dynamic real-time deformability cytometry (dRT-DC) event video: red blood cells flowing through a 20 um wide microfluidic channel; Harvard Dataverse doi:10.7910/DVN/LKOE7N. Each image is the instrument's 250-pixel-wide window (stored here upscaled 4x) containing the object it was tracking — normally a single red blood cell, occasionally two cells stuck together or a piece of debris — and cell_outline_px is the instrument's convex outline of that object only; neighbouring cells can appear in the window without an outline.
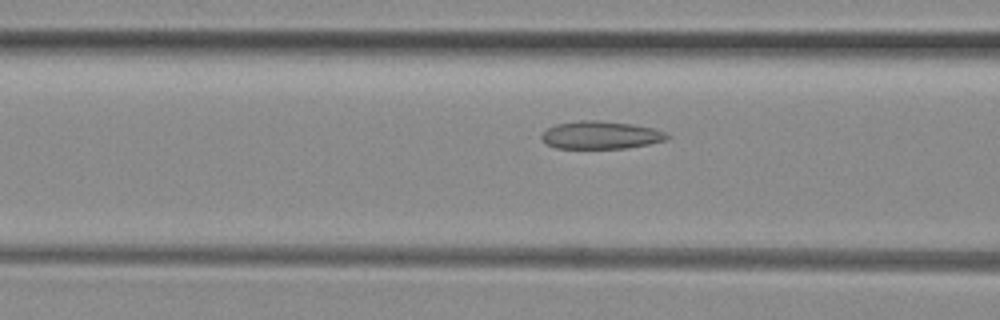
{"species": "common noctule bat (a hibernating species)", "species_latin": "Nyctalus noctula", "temperature_condition": "room temperature", "stored_images_in_passage": 16, "camera_frame_rate_fps": 3000, "um_per_image_px": 0.085, "animal": {"sex": "female", "body_mass_g": 29.2, "forearm_length_mm": 56.3}, "frame": {"image": 1, "passage_image": 14, "time_ms": 4.333, "image_size_px": [1000, 320], "cell_outline_px": [[672, 136], [668, 140], [628, 148], [556, 148], [548, 144], [540, 136], [548, 128], [556, 124], [580, 120], [600, 120], [632, 124], [652, 128], [664, 132]], "centroid_in_image_um": [51.1, 11.48], "position_along_channel_um": 115.5, "area_um2": 20.29}}